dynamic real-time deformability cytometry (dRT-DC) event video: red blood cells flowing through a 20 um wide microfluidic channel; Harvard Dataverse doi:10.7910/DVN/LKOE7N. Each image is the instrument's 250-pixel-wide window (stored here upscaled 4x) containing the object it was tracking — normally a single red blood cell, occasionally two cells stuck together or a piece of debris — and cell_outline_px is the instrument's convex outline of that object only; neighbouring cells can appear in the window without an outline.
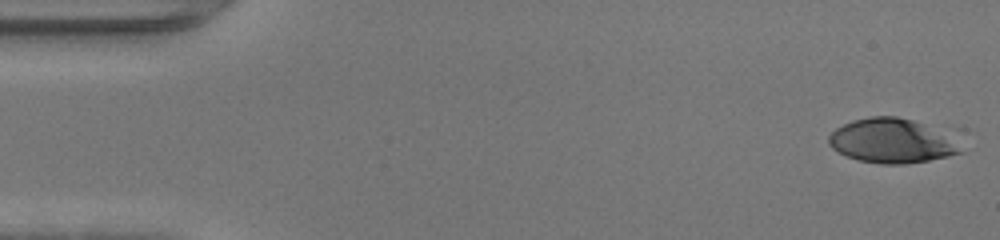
{"species": "human", "species_latin": "Homo sapiens", "temperature_condition": "warm", "stored_images_in_passage": 47, "camera_frame_rate_fps": 3000, "um_per_image_px": 0.085, "donor": {"sex": "female"}, "frame": {"image": 1, "passage_image": 1, "time_ms": 0.0, "image_size_px": [1000, 240], "cell_outline_px": [[964, 152], [948, 156], [928, 160], [904, 164], [880, 164], [856, 160], [832, 148], [828, 144], [828, 136], [836, 128], [852, 120], [872, 116], [896, 116], [912, 120], [924, 124], [948, 136]], "centroid_in_image_um": [75.73, 11.98], "position_along_channel_um": 9.3, "area_um2": 33.64}}
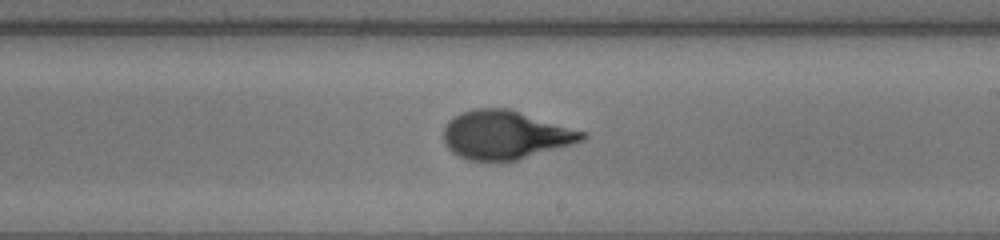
{"frame": {"image": 2, "passage_image": 27, "time_ms": 8.667, "image_size_px": [1000, 240], "cell_outline_px": [[588, 136], [572, 144], [516, 160], [468, 160], [452, 152], [444, 144], [444, 124], [452, 116], [460, 112], [472, 108], [508, 108], [584, 132]], "centroid_in_image_um": [42.87, 11.45], "position_along_channel_um": 246.1, "area_um2": 38.84}}
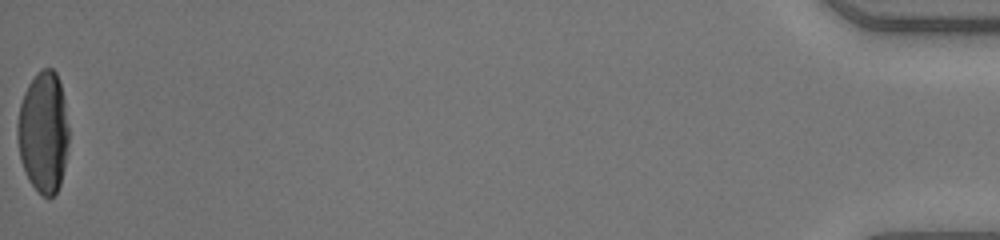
{"frame": {"image": 3, "passage_image": 47, "time_ms": 15.333, "image_size_px": [1000, 240], "cell_outline_px": [[68, 144], [64, 168], [60, 184], [56, 192], [48, 200], [28, 180], [20, 160], [16, 136], [16, 124], [20, 104], [24, 92], [28, 84], [36, 72], [40, 68], [52, 68], [56, 72], [60, 84], [64, 100], [68, 128]], "centroid_in_image_um": [3.66, 11.22], "position_along_channel_um": 431.5, "area_um2": 36.59}, "authors_computed_cell_mechanics": {"area_um2": 37.6278, "velocity_mm_per_s": 4.4028, "shape_relaxation_time_tau1_ms": 6.5652, "shape_relaxation_time_tau2_ms": null, "deformation_change_tau1": 0.323, "deformation_change_tau2": null}}